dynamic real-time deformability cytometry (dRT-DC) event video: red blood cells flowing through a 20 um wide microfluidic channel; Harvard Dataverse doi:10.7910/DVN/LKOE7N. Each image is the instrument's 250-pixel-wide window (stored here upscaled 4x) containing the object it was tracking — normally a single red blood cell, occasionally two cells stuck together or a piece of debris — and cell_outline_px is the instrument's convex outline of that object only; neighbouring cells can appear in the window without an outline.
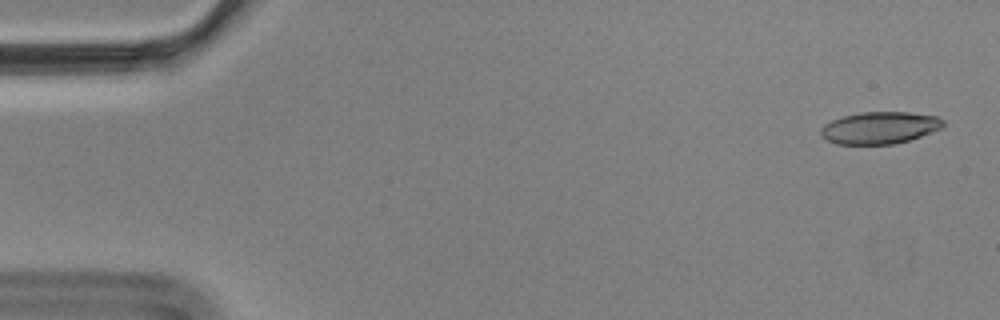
{"species": "Egyptian fruit bat (a non-hibernating species)", "species_latin": "Rousettus aegyptiacus", "temperature_condition": "cold", "stored_images_in_passage": 4, "camera_frame_rate_fps": 3000, "um_per_image_px": 0.085, "animal": {"sex": "male"}, "frame": {"image": 1, "passage_image": 1, "time_ms": 0.0, "image_size_px": [1000, 320], "cell_outline_px": [[944, 124], [940, 128], [932, 132], [908, 140], [892, 144], [836, 144], [820, 136], [820, 128], [824, 124], [832, 120], [844, 116], [860, 112], [908, 112], [936, 116], [944, 120]], "centroid_in_image_um": [74.74, 10.86], "position_along_channel_um": 10.3, "area_um2": 22.77}}
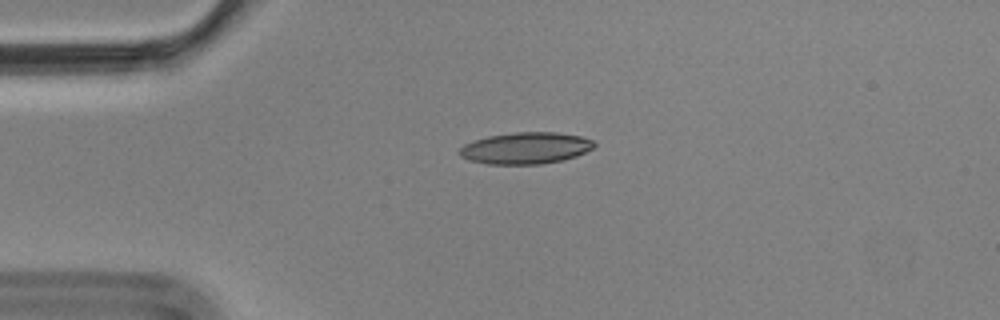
{"frame": {"image": 2, "passage_image": 4, "time_ms": 1.0, "image_size_px": [1000, 320], "cell_outline_px": [[596, 144], [592, 148], [576, 156], [560, 160], [540, 164], [488, 164], [468, 160], [460, 156], [460, 148], [464, 144], [488, 136], [516, 132], [556, 132], [580, 136], [592, 140]], "centroid_in_image_um": [44.67, 12.59], "position_along_channel_um": 40.3, "area_um2": 24.57}}